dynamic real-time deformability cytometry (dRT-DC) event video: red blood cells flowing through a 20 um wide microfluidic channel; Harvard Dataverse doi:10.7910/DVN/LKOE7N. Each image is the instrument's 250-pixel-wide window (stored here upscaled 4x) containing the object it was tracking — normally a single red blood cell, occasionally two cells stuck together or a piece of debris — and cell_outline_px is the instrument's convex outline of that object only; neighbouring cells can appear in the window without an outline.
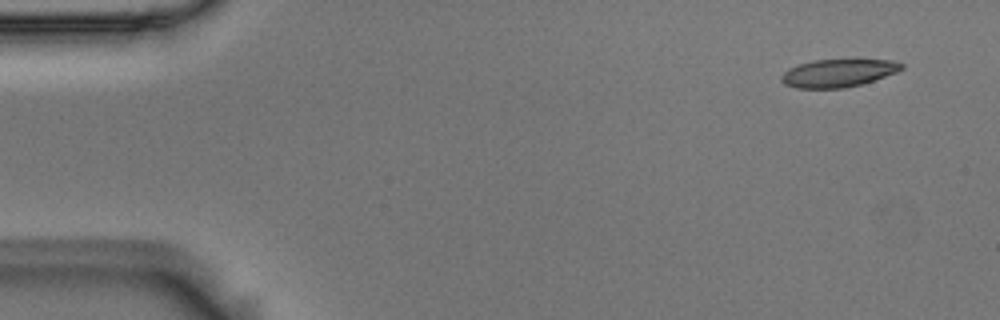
{"species": "Egyptian fruit bat (a non-hibernating species)", "species_latin": "Rousettus aegyptiacus", "temperature_condition": "room temperature", "stored_images_in_passage": 5, "segment_of_instrument_passage": [1, 2], "camera_frame_rate_fps": 3000, "um_per_image_px": 0.085, "animal": {"sex": "male"}, "frame": {"image": 1, "passage_image": 1, "time_ms": 0.0, "image_size_px": [1000, 320], "cell_outline_px": [[904, 68], [896, 72], [860, 84], [844, 88], [796, 88], [784, 84], [780, 80], [780, 76], [788, 68], [812, 60], [856, 56], [892, 60], [904, 64]], "centroid_in_image_um": [71.27, 6.14], "position_along_channel_um": 13.7, "area_um2": 20.46}}
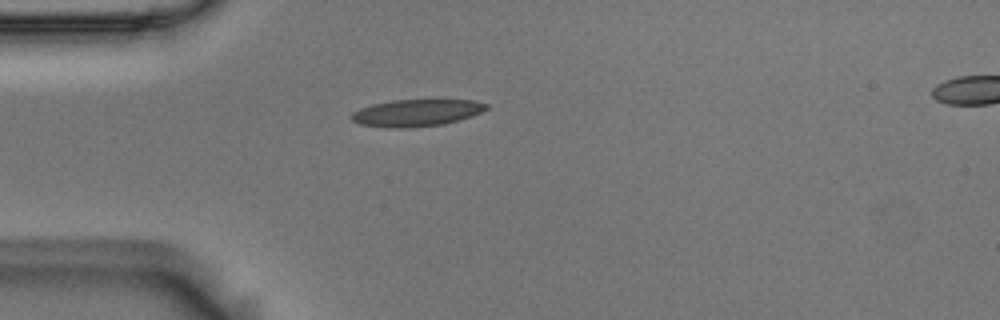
{"frame": {"image": 2, "passage_image": 4, "time_ms": 1.0, "image_size_px": [1000, 320], "cell_outline_px": [[488, 108], [472, 116], [444, 124], [400, 128], [396, 128], [360, 124], [352, 120], [348, 116], [352, 112], [360, 108], [372, 104], [392, 100], [472, 100], [488, 104]], "centroid_in_image_um": [35.37, 9.58], "position_along_channel_um": 49.6, "area_um2": 21.04}}